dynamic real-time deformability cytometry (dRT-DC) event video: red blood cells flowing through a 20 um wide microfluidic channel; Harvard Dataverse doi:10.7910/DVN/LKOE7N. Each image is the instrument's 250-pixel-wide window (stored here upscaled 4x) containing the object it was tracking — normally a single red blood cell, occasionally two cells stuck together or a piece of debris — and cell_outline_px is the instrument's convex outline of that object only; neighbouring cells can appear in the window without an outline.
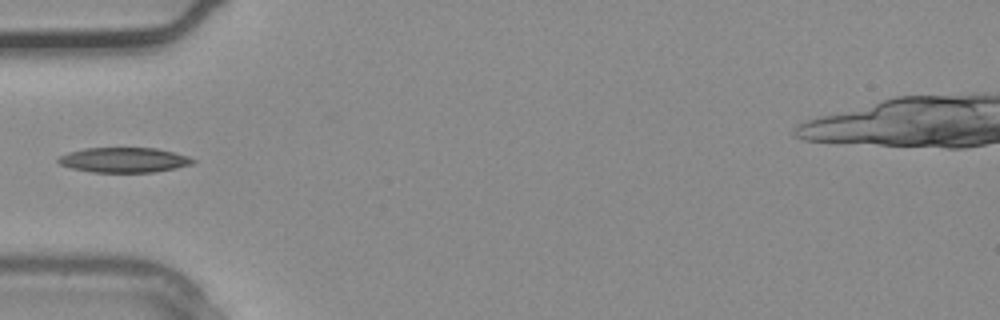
{"species": "common noctule bat (a hibernating species)", "species_latin": "Nyctalus noctula", "temperature_condition": "warm", "stored_images_in_passage": 2, "camera_frame_rate_fps": 3000, "um_per_image_px": 0.085, "animal": {"sex": "male", "body_mass_g": 20.4}, "frame": {"image": 1, "passage_image": 2, "time_ms": 0.333, "image_size_px": [1000, 320], "cell_outline_px": [[196, 160], [192, 164], [176, 168], [152, 172], [92, 172], [72, 168], [60, 164], [56, 160], [60, 156], [68, 152], [84, 148], [156, 148], [188, 156]], "centroid_in_image_um": [10.52, 13.59], "position_along_channel_um": 74.5, "area_um2": 19.48}}